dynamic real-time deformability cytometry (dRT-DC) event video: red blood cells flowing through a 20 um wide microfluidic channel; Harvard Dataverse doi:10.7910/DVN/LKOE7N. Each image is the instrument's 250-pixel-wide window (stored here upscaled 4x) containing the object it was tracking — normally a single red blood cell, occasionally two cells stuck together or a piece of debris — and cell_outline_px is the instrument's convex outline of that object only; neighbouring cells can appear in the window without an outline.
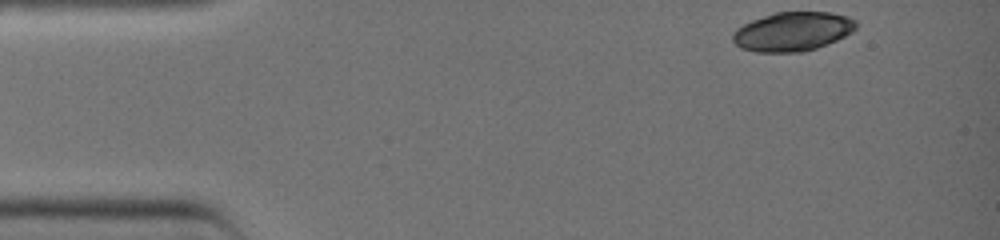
{"species": "common noctule bat (a hibernating species)", "species_latin": "Nyctalus noctula", "temperature_condition": "warm", "stored_images_in_passage": 32, "camera_frame_rate_fps": 3000, "um_per_image_px": 0.085, "animal": {"sex": "female", "body_mass_g": 19.0, "forearm_length_mm": 51.5}, "frame": {"image": 1, "passage_image": 1, "time_ms": 0.0, "image_size_px": [1000, 240], "cell_outline_px": [[856, 28], [852, 32], [836, 40], [816, 48], [804, 52], [756, 52], [740, 48], [732, 40], [732, 32], [736, 28], [752, 20], [776, 12], [832, 12], [848, 16], [856, 20]], "centroid_in_image_um": [67.36, 2.68], "position_along_channel_um": 17.6, "area_um2": 28.15}}
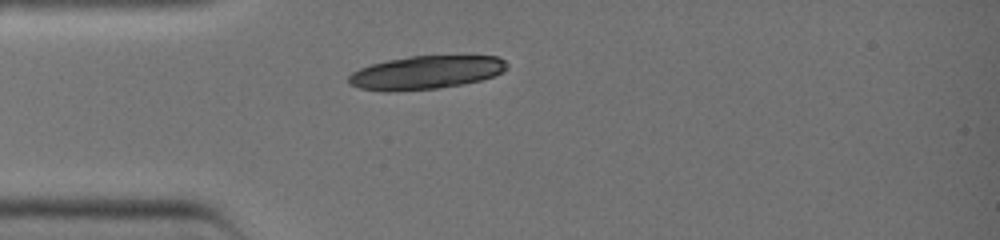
{"frame": {"image": 2, "passage_image": 8, "time_ms": 2.333, "image_size_px": [1000, 240], "cell_outline_px": [[508, 68], [492, 76], [480, 80], [440, 88], [396, 92], [380, 92], [360, 88], [348, 84], [348, 76], [352, 72], [360, 68], [372, 64], [388, 60], [408, 56], [500, 56], [508, 64]], "centroid_in_image_um": [36.15, 6.17], "position_along_channel_um": 48.8, "area_um2": 30.92}}
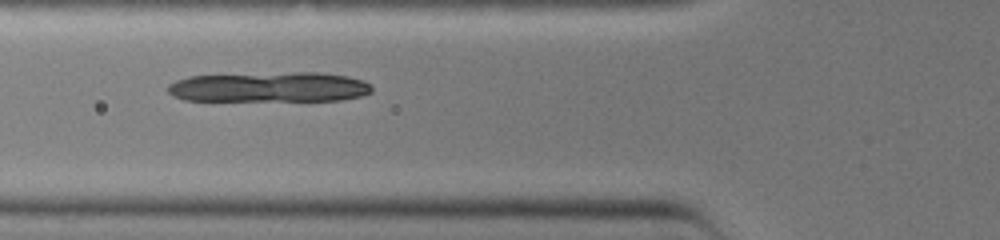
{"frame": {"image": 3, "passage_image": 12, "time_ms": 3.667, "image_size_px": [1000, 240], "cell_outline_px": [[372, 92], [360, 96], [340, 100], [184, 100], [172, 96], [168, 92], [168, 84], [176, 80], [188, 76], [292, 72], [316, 72], [348, 76], [364, 80], [372, 84]], "centroid_in_image_um": [22.91, 7.39], "position_along_channel_um": 102.9, "area_um2": 35.78}}